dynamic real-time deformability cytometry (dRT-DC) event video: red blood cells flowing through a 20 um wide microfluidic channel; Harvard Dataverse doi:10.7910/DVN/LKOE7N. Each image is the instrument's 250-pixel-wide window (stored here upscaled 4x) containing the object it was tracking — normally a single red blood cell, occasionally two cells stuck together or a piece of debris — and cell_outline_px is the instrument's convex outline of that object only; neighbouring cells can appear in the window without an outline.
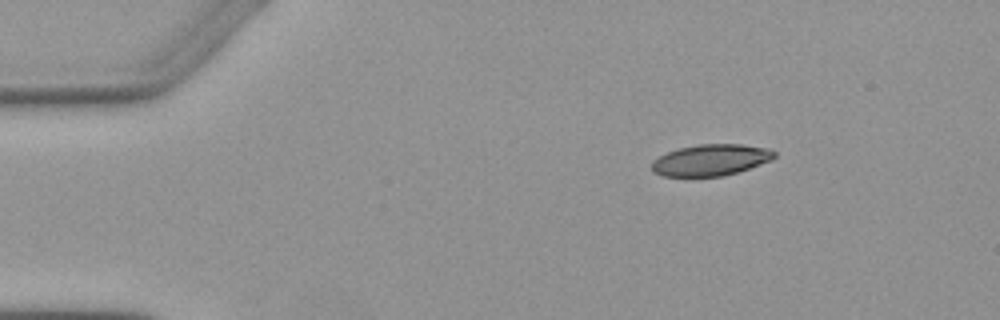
{"species": "Egyptian fruit bat (a non-hibernating species)", "species_latin": "Rousettus aegyptiacus", "temperature_condition": "warm", "stored_images_in_passage": 4, "camera_frame_rate_fps": 3000, "um_per_image_px": 0.085, "animal": {"sex": "female"}, "frame": {"image": 1, "passage_image": 1, "time_ms": 0.0, "image_size_px": [1000, 320], "cell_outline_px": [[776, 156], [772, 160], [736, 172], [720, 176], [664, 176], [652, 172], [652, 160], [668, 152], [680, 148], [700, 144], [744, 144], [772, 148], [776, 152]], "centroid_in_image_um": [60.45, 13.59], "position_along_channel_um": 24.6, "area_um2": 22.37}}